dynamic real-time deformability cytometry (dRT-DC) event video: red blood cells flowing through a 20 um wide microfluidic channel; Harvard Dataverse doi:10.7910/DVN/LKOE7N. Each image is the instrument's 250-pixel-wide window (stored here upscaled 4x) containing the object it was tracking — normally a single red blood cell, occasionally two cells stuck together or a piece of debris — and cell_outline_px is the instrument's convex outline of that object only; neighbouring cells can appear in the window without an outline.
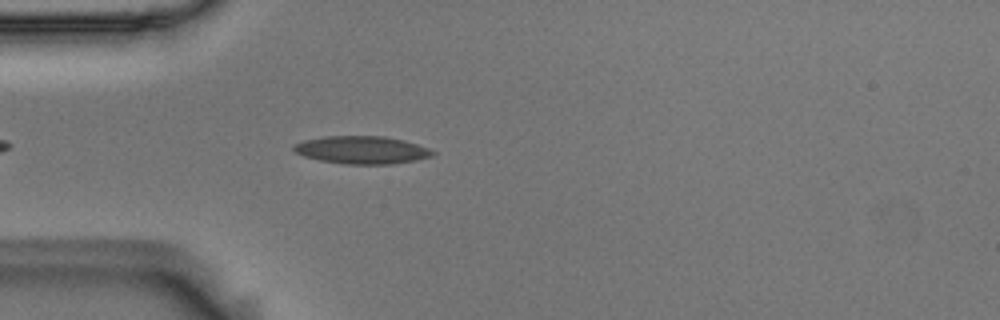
{"species": "Egyptian fruit bat (a non-hibernating species)", "species_latin": "Rousettus aegyptiacus", "temperature_condition": "room temperature", "stored_images_in_passage": 30, "camera_frame_rate_fps": 3000, "um_per_image_px": 0.085, "animal": {"sex": "male"}, "frame": {"image": 1, "passage_image": 6, "time_ms": 1.667, "image_size_px": [1000, 320], "cell_outline_px": [[436, 152], [432, 156], [416, 160], [392, 164], [344, 164], [320, 160], [304, 156], [296, 152], [292, 148], [292, 144], [304, 140], [324, 136], [384, 136], [404, 140], [428, 148]], "centroid_in_image_um": [30.74, 12.74], "position_along_channel_um": 54.3, "area_um2": 22.48}}
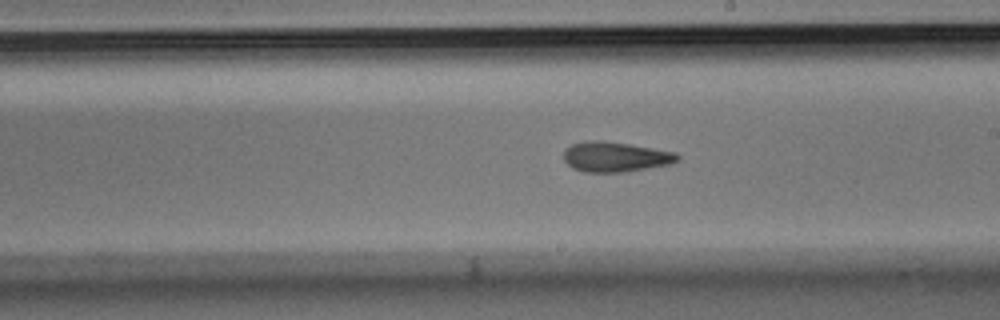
{"frame": {"image": 2, "passage_image": 18, "time_ms": 5.667, "image_size_px": [1000, 320], "cell_outline_px": [[680, 160], [672, 164], [624, 172], [584, 172], [572, 168], [564, 160], [564, 148], [572, 144], [588, 140], [600, 140], [628, 144], [676, 152], [680, 156]], "centroid_in_image_um": [52.31, 13.33], "position_along_channel_um": 236.7, "area_um2": 20.06}}
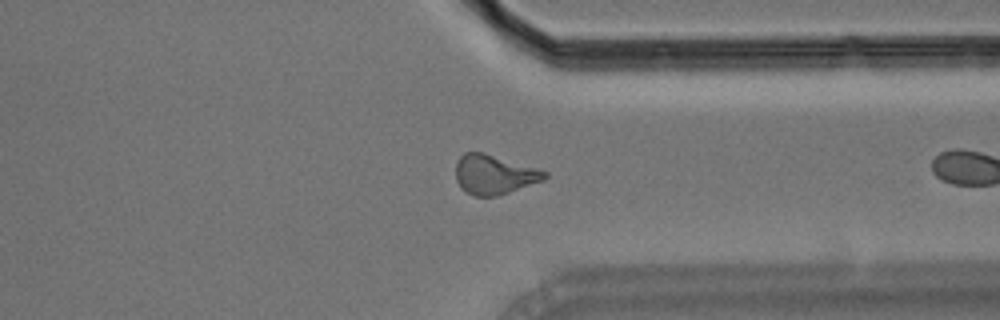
{"frame": {"image": 3, "passage_image": 29, "time_ms": 9.333, "image_size_px": [1000, 320], "cell_outline_px": [[548, 176], [544, 180], [496, 196], [476, 196], [460, 188], [456, 180], [456, 164], [460, 156], [464, 152], [484, 152], [540, 168], [548, 172]], "centroid_in_image_um": [42.02, 14.81], "position_along_channel_um": 369.4, "area_um2": 20.58}}